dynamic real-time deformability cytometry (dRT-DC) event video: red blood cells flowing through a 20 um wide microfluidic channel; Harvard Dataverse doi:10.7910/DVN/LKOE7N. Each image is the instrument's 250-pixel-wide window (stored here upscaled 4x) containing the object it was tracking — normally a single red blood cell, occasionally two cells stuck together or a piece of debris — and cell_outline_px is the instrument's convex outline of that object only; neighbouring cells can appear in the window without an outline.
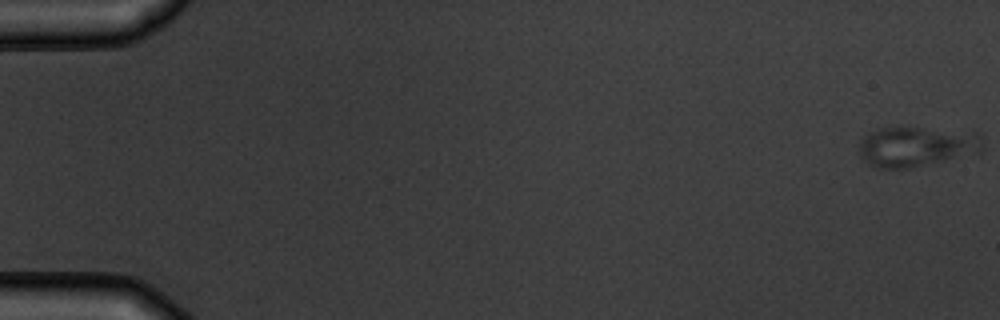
{"species": "common noctule bat (a hibernating species)", "species_latin": "Nyctalus noctula", "temperature_condition": "warm", "stored_images_in_passage": 7, "camera_frame_rate_fps": 3000, "um_per_image_px": 0.085, "animal": {"sex": "male", "body_mass_g": 19.5, "forearm_length_mm": 54.6}, "frame": {"image": 1, "passage_image": 1, "time_ms": 0.0, "image_size_px": [1000, 320], "cell_outline_px": [[984, 152], [908, 168], [876, 168], [868, 164], [860, 156], [860, 140], [868, 132], [880, 128], [900, 124], [980, 132], [984, 136]], "centroid_in_image_um": [77.97, 12.39], "position_along_channel_um": 7.0, "area_um2": 30.35}}
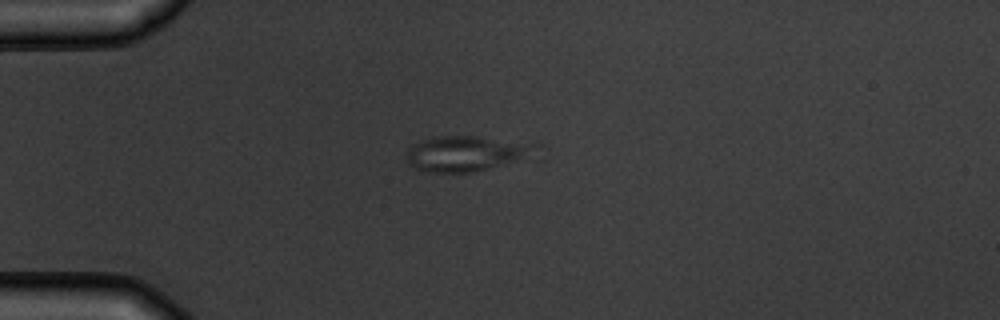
{"frame": {"image": 2, "passage_image": 5, "time_ms": 4.667, "image_size_px": [1000, 320], "cell_outline_px": [[544, 144], [536, 152], [488, 168], [468, 172], [420, 172], [408, 164], [408, 148], [412, 144], [420, 140], [432, 136], [476, 136]], "centroid_in_image_um": [39.56, 13.02], "position_along_channel_um": 45.4, "area_um2": 26.41}}
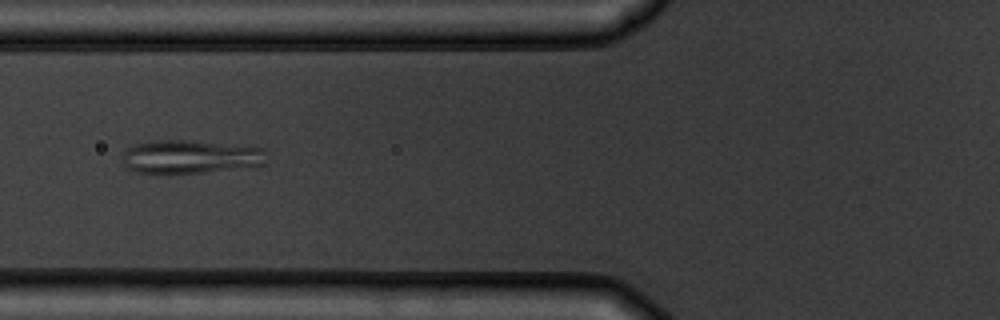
{"frame": {"image": 3, "passage_image": 7, "time_ms": 7.0, "image_size_px": [1000, 320], "cell_outline_px": [[268, 152], [264, 164], [204, 172], [164, 176], [136, 172], [128, 168], [124, 164], [124, 152], [128, 148], [136, 144], [160, 140], [184, 140], [264, 148]], "centroid_in_image_um": [16.13, 13.36], "position_along_channel_um": 109.7, "area_um2": 28.26}}